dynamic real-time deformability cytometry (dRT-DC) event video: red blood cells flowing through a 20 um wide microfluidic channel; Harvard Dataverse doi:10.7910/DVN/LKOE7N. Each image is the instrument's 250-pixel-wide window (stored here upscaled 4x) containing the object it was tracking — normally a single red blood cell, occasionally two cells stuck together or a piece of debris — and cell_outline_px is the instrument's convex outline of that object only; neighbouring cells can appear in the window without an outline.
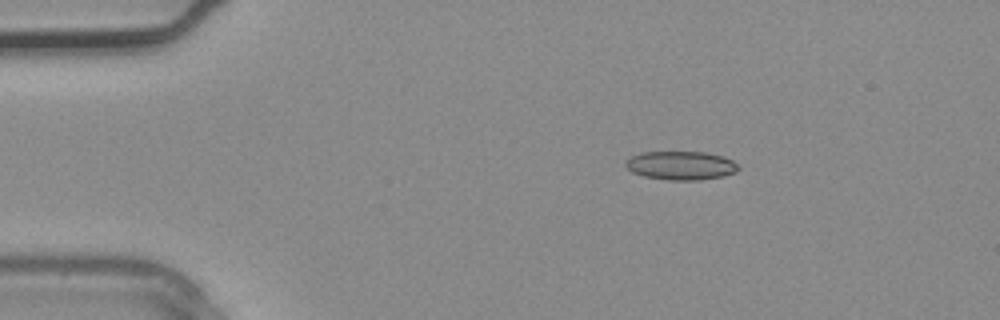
{"species": "common noctule bat (a hibernating species)", "species_latin": "Nyctalus noctula", "temperature_condition": "warm", "stored_images_in_passage": 2, "camera_frame_rate_fps": 3000, "um_per_image_px": 0.085, "animal": {"sex": "male", "body_mass_g": 20.4}, "frame": {"image": 1, "passage_image": 2, "time_ms": 0.333, "image_size_px": [1000, 320], "cell_outline_px": [[740, 168], [736, 172], [724, 176], [700, 180], [668, 180], [644, 176], [632, 172], [624, 164], [632, 156], [640, 152], [704, 152], [724, 156], [732, 160]], "centroid_in_image_um": [57.9, 14.07], "position_along_channel_um": 27.1, "area_um2": 18.84}}